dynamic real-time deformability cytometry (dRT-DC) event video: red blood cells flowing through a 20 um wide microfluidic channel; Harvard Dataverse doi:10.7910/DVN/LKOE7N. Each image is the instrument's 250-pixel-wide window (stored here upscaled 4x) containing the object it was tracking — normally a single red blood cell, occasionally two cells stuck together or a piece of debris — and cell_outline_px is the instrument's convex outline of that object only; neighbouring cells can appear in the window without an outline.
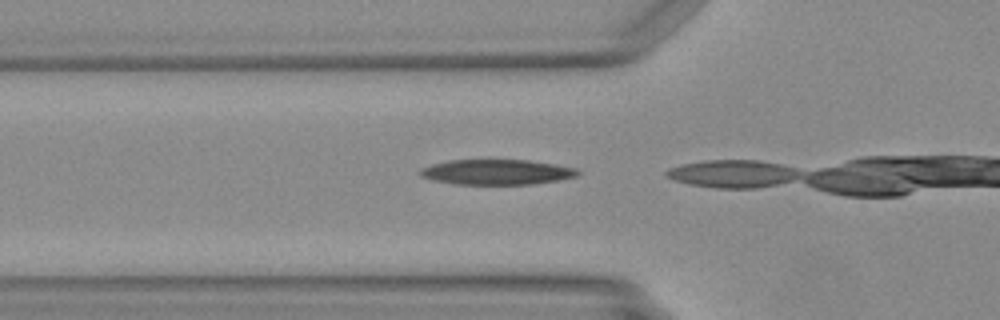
{"species": "Egyptian fruit bat (a non-hibernating species)", "species_latin": "Rousettus aegyptiacus", "temperature_condition": "warm", "stored_images_in_passage": 3, "camera_frame_rate_fps": 3000, "um_per_image_px": 0.085, "animal": {"sex": "female"}, "frame": {"image": 1, "passage_image": 2, "time_ms": 0.333, "image_size_px": [1000, 320], "cell_outline_px": [[580, 172], [576, 176], [560, 180], [532, 184], [452, 184], [432, 180], [420, 176], [420, 172], [424, 168], [432, 164], [448, 160], [528, 160], [556, 164], [576, 168]], "centroid_in_image_um": [42.24, 14.63], "position_along_channel_um": 83.6, "area_um2": 23.12}}